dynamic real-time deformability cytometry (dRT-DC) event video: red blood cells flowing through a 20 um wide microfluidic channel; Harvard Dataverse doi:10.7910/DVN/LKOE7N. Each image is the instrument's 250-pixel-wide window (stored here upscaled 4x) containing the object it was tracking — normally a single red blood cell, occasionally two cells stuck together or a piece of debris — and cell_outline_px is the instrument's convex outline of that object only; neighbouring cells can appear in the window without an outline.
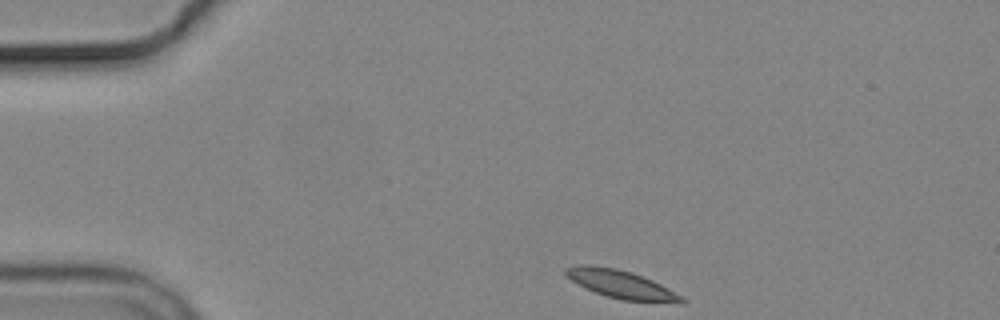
{"species": "common noctule bat (a hibernating species)", "species_latin": "Nyctalus noctula", "temperature_condition": "cold", "stored_images_in_passage": 6, "camera_frame_rate_fps": 3000, "um_per_image_px": 0.085, "animal": {"sex": "male", "body_mass_g": 19.2, "forearm_length_mm": 51.8}, "frame": {"image": 1, "passage_image": 1, "time_ms": 0.0, "image_size_px": [1000, 320], "cell_outline_px": [[688, 300], [620, 300], [584, 288], [572, 280], [564, 272], [564, 268], [576, 264], [588, 264], [616, 268], [632, 272], [652, 280], [684, 296]], "centroid_in_image_um": [52.66, 24.1], "position_along_channel_um": 32.3, "area_um2": 18.38}}
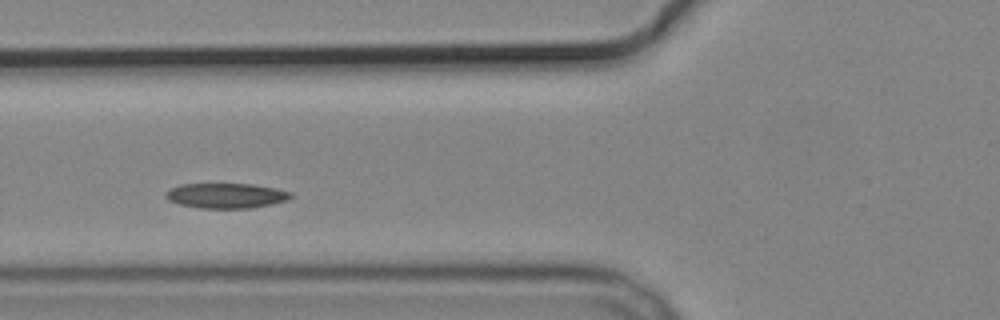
{"frame": {"image": 2, "passage_image": 4, "time_ms": 3.667, "image_size_px": [1000, 320], "cell_outline_px": [[292, 196], [288, 200], [272, 204], [248, 208], [200, 208], [180, 204], [168, 200], [164, 196], [168, 188], [180, 184], [252, 184], [276, 188], [292, 192]], "centroid_in_image_um": [19.2, 16.62], "position_along_channel_um": 106.6, "area_um2": 18.32}}
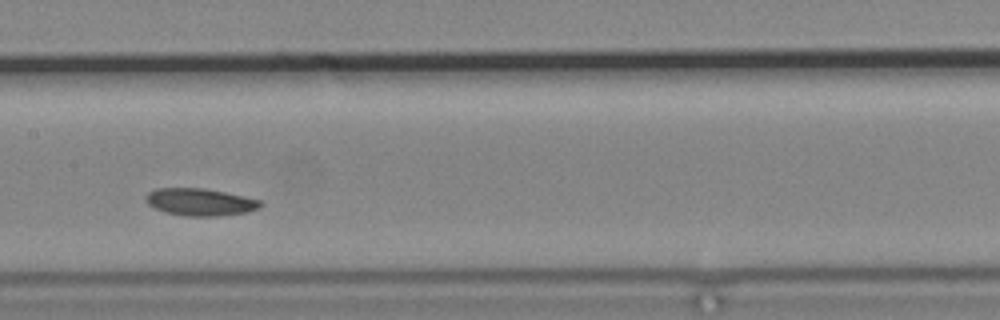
{"frame": {"image": 3, "passage_image": 6, "time_ms": 6.0, "image_size_px": [1000, 320], "cell_outline_px": [[264, 204], [260, 208], [248, 212], [216, 216], [184, 216], [164, 212], [148, 204], [144, 200], [144, 196], [148, 192], [156, 188], [204, 188], [244, 196], [260, 200]], "centroid_in_image_um": [17.0, 17.17], "position_along_channel_um": 190.4, "area_um2": 18.38}}